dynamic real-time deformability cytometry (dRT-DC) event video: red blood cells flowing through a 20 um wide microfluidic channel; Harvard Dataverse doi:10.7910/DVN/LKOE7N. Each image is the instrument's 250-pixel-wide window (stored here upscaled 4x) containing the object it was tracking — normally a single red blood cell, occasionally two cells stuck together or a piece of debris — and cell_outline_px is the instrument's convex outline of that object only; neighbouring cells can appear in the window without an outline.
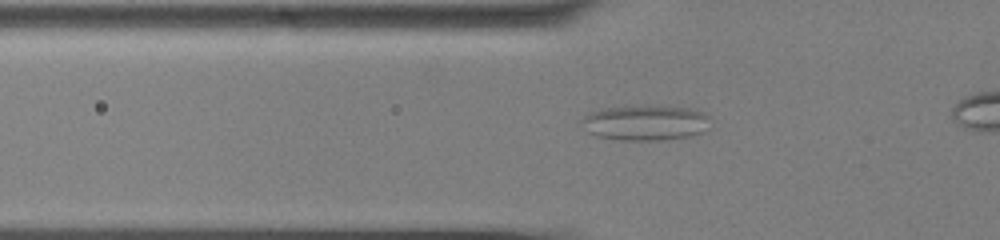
{"species": "common noctule bat (a hibernating species)", "species_latin": "Nyctalus noctula", "temperature_condition": "cold", "stored_images_in_passage": 39, "camera_frame_rate_fps": 3000, "um_per_image_px": 0.085, "animal": {"sex": "male", "body_mass_g": 13.0, "forearm_length_mm": 53.1}, "frame": {"image": 1, "passage_image": 9, "time_ms": 2.667, "image_size_px": [1000, 240], "cell_outline_px": [[712, 116], [708, 128], [700, 132], [688, 136], [664, 140], [620, 140], [596, 136], [588, 132], [580, 120], [588, 112], [600, 108], [644, 104], [664, 104], [692, 108], [704, 112]], "centroid_in_image_um": [54.89, 10.38], "position_along_channel_um": 70.9, "area_um2": 27.51}}
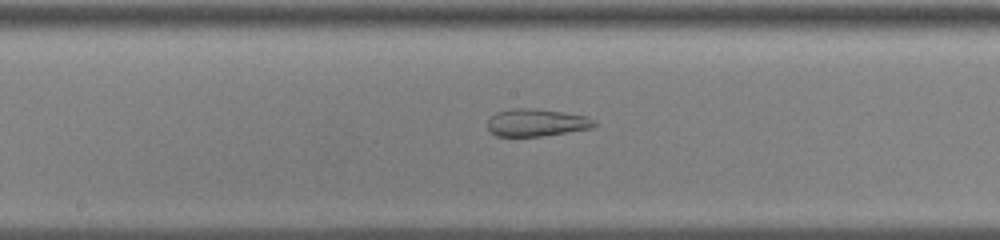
{"frame": {"image": 2, "passage_image": 20, "time_ms": 6.333, "image_size_px": [1000, 240], "cell_outline_px": [[596, 124], [592, 128], [540, 136], [496, 136], [488, 128], [488, 120], [496, 112], [512, 108], [528, 108], [564, 112], [588, 116], [596, 120]], "centroid_in_image_um": [45.62, 10.41], "position_along_channel_um": 202.6, "area_um2": 16.99}}
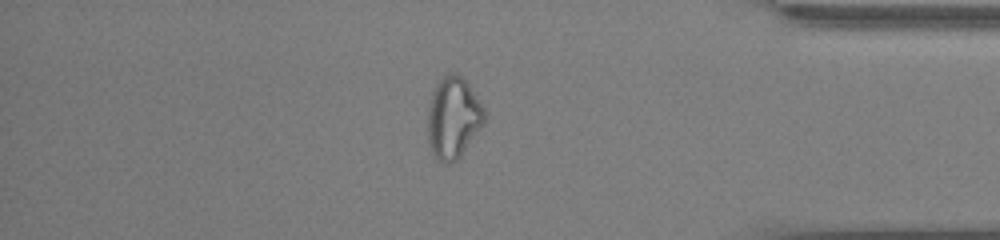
{"frame": {"image": 3, "passage_image": 38, "time_ms": 12.333, "image_size_px": [1000, 240], "cell_outline_px": [[484, 124], [460, 156], [456, 160], [448, 164], [444, 164], [436, 160], [432, 152], [428, 140], [428, 104], [432, 92], [436, 84], [448, 72], [456, 72], [468, 84], [484, 108]], "centroid_in_image_um": [38.5, 10.02], "position_along_channel_um": 396.7, "area_um2": 26.88}}